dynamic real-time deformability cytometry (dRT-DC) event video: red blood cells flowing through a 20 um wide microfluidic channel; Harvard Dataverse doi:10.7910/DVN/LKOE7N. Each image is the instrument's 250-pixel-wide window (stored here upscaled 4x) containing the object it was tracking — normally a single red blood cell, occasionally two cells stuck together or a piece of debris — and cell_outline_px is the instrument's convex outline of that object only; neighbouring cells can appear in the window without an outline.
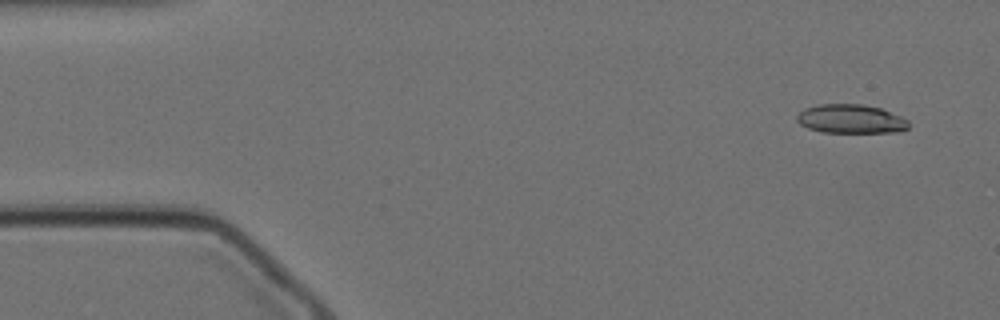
{"species": "Egyptian fruit bat (a non-hibernating species)", "species_latin": "Rousettus aegyptiacus", "temperature_condition": "cold", "stored_images_in_passage": 10, "camera_frame_rate_fps": 3000, "um_per_image_px": 0.085, "animal": {"sex": "female"}, "frame": {"image": 1, "passage_image": 4, "time_ms": 1.0, "image_size_px": [1000, 320], "cell_outline_px": [[908, 128], [900, 132], [824, 132], [808, 128], [800, 124], [796, 120], [796, 116], [804, 108], [820, 104], [860, 104], [880, 108], [900, 116], [908, 120]], "centroid_in_image_um": [72.31, 10.11], "position_along_channel_um": 12.7, "area_um2": 18.73}}